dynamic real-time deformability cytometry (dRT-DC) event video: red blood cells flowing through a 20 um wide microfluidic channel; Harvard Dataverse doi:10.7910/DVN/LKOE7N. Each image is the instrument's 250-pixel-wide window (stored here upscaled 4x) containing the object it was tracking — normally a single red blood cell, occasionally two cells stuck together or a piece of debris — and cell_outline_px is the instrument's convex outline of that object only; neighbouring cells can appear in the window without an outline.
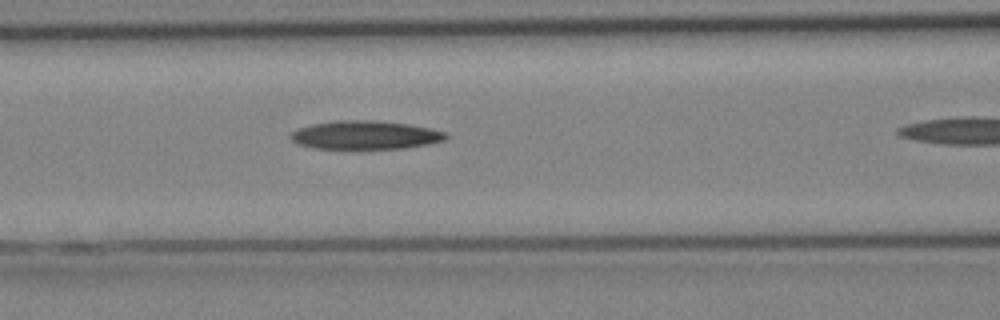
{"species": "Egyptian fruit bat (a non-hibernating species)", "species_latin": "Rousettus aegyptiacus", "temperature_condition": "cold", "stored_images_in_passage": 13, "camera_frame_rate_fps": 3000, "um_per_image_px": 0.085, "animal": {"sex": "female"}, "frame": {"image": 1, "passage_image": 4, "time_ms": 1.0, "image_size_px": [1000, 320], "cell_outline_px": [[448, 136], [444, 140], [428, 144], [404, 148], [316, 148], [296, 144], [288, 136], [296, 128], [312, 124], [336, 120], [376, 120], [408, 124], [428, 128], [444, 132]], "centroid_in_image_um": [30.99, 11.47], "position_along_channel_um": 135.6, "area_um2": 25.66}}
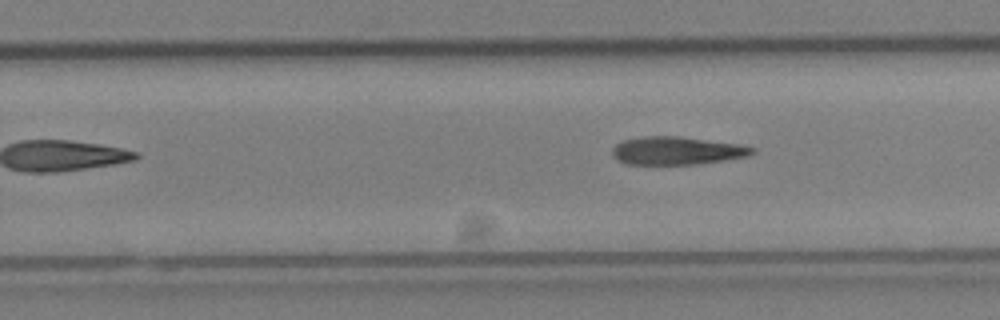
{"frame": {"image": 2, "passage_image": 13, "time_ms": 4.0, "image_size_px": [1000, 320], "cell_outline_px": [[756, 152], [748, 156], [724, 160], [696, 164], [624, 164], [616, 160], [612, 156], [612, 148], [616, 144], [624, 140], [644, 136], [676, 136], [740, 144], [756, 148]], "centroid_in_image_um": [57.51, 12.81], "position_along_channel_um": 272.3, "area_um2": 22.89}}